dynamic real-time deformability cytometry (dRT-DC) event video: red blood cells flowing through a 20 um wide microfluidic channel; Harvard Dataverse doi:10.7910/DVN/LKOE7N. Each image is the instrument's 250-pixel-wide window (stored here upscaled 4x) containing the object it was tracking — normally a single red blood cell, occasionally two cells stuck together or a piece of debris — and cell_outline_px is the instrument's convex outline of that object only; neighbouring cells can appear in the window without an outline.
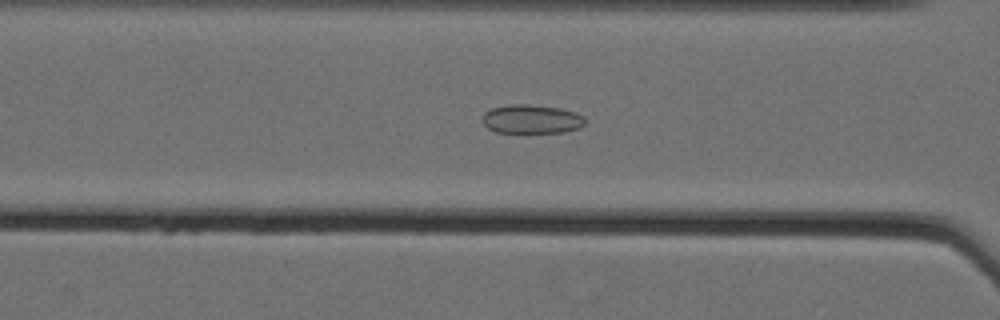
{"species": "Egyptian fruit bat (a non-hibernating species)", "species_latin": "Rousettus aegyptiacus", "temperature_condition": "cold", "stored_images_in_passage": 62, "camera_frame_rate_fps": 3000, "um_per_image_px": 0.085, "animal": {"sex": "female"}, "frame": {"image": 1, "passage_image": 30, "time_ms": 9.667, "image_size_px": [1000, 320], "cell_outline_px": [[588, 124], [580, 128], [564, 132], [496, 132], [488, 128], [480, 120], [484, 112], [492, 108], [508, 104], [528, 104], [560, 108], [576, 112], [584, 116], [588, 120]], "centroid_in_image_um": [45.22, 10.12], "position_along_channel_um": 121.4, "area_um2": 17.63}}
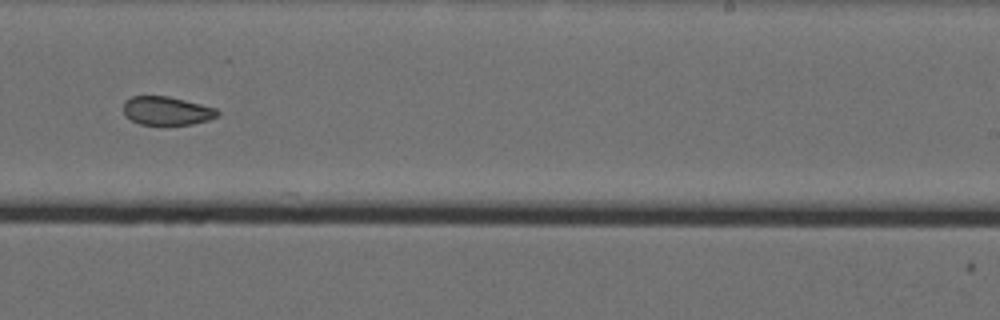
{"frame": {"image": 2, "passage_image": 43, "time_ms": 14.0, "image_size_px": [1000, 320], "cell_outline_px": [[220, 112], [216, 116], [208, 120], [192, 124], [140, 124], [124, 116], [124, 100], [132, 96], [168, 96], [216, 108]], "centroid_in_image_um": [14.15, 9.41], "position_along_channel_um": 274.9, "area_um2": 15.49}}
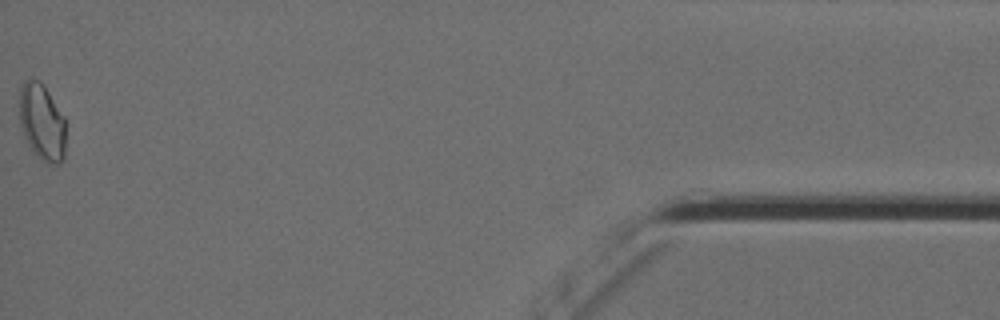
{"frame": {"image": 3, "passage_image": 62, "time_ms": 20.333, "image_size_px": [1000, 320], "cell_outline_px": [[64, 160], [60, 164], [44, 164], [32, 152], [24, 136], [20, 124], [20, 88], [24, 80], [36, 80], [48, 92], [64, 116]], "centroid_in_image_um": [3.56, 10.46], "position_along_channel_um": 431.6, "area_um2": 20.58}, "authors_computed_cell_mechanics": {"area_um2": 19.1029, "velocity_mm_per_s": 3.542, "shape_relaxation_time_tau1_ms": null, "shape_relaxation_time_tau2_ms": 5.186, "deformation_change_tau1": null, "deformation_change_tau2": 0.0988}}